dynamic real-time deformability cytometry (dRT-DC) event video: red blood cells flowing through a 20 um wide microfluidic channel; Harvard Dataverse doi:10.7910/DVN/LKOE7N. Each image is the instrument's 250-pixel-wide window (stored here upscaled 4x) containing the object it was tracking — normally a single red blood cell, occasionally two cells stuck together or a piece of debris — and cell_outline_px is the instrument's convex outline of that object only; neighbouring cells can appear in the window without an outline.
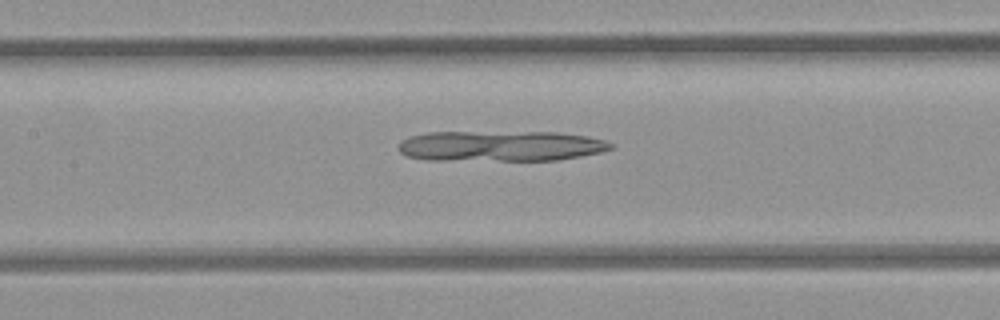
{"species": "common noctule bat (a hibernating species)", "species_latin": "Nyctalus noctula", "temperature_condition": "room temperature", "stored_images_in_passage": 49, "camera_frame_rate_fps": 3000, "um_per_image_px": 0.085, "animal": {"sex": "female", "body_mass_g": 21.9}, "frame": {"image": 1, "passage_image": 21, "time_ms": 6.667, "image_size_px": [1000, 320], "cell_outline_px": [[612, 148], [600, 152], [580, 156], [556, 160], [424, 160], [408, 156], [400, 152], [396, 148], [400, 140], [408, 136], [428, 132], [556, 132], [588, 136], [604, 140], [612, 144]], "centroid_in_image_um": [42.48, 12.41], "position_along_channel_um": 164.9, "area_um2": 38.03}}
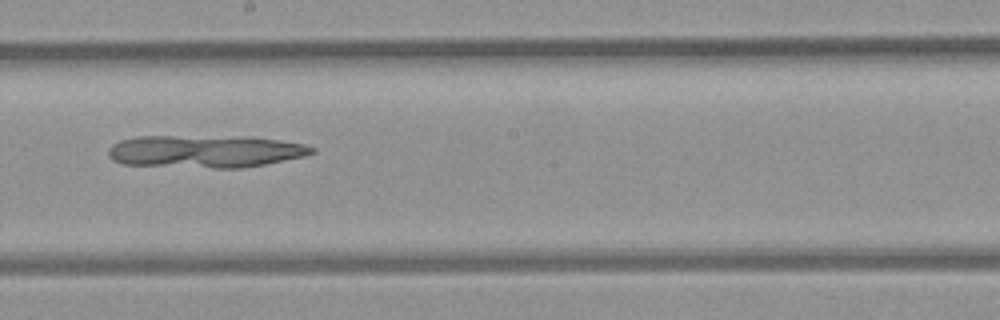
{"frame": {"image": 2, "passage_image": 26, "time_ms": 8.333, "image_size_px": [1000, 320], "cell_outline_px": [[316, 152], [304, 156], [264, 164], [240, 168], [216, 168], [120, 164], [112, 160], [108, 156], [108, 148], [112, 144], [120, 140], [136, 136], [252, 136], [280, 140], [304, 144], [316, 148]], "centroid_in_image_um": [17.42, 12.85], "position_along_channel_um": 230.8, "area_um2": 39.02}}
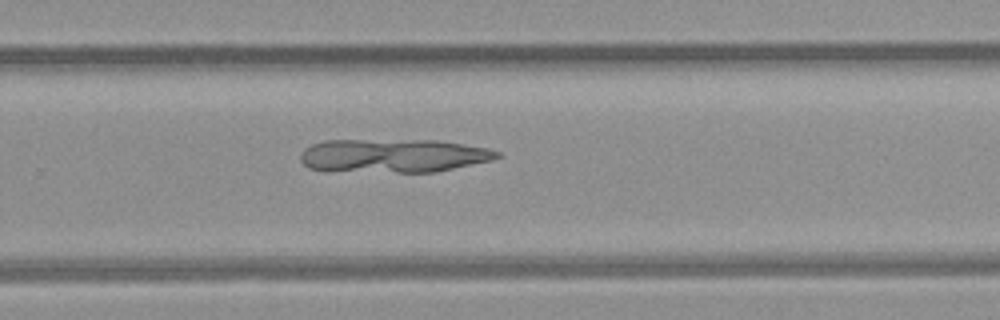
{"frame": {"image": 3, "passage_image": 31, "time_ms": 10.0, "image_size_px": [1000, 320], "cell_outline_px": [[500, 156], [492, 160], [436, 172], [324, 172], [308, 168], [300, 160], [300, 156], [304, 148], [312, 144], [324, 140], [436, 140], [464, 144], [488, 148], [500, 152]], "centroid_in_image_um": [33.36, 13.25], "position_along_channel_um": 296.4, "area_um2": 39.13}}